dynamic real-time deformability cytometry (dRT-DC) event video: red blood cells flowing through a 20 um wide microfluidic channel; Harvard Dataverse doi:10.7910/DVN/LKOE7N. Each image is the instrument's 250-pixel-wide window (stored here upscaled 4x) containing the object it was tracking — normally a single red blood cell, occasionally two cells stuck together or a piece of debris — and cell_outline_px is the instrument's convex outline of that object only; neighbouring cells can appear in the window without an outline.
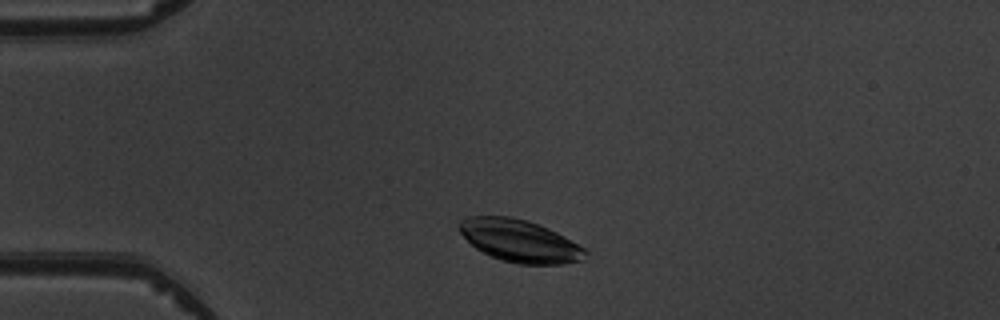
{"species": "common noctule bat (a hibernating species)", "species_latin": "Nyctalus noctula", "temperature_condition": "warm", "stored_images_in_passage": 3, "camera_frame_rate_fps": 3000, "um_per_image_px": 0.085, "animal": {"sex": "male", "body_mass_g": 19.5, "forearm_length_mm": 54.6}, "frame": {"image": 1, "passage_image": 2, "time_ms": 1.333, "image_size_px": [1000, 320], "cell_outline_px": [[588, 252], [584, 260], [560, 264], [516, 264], [500, 260], [476, 248], [460, 232], [460, 220], [468, 216], [508, 216], [528, 220], [548, 228], [564, 236], [584, 248]], "centroid_in_image_um": [44.19, 20.47], "position_along_channel_um": 40.8, "area_um2": 30.92}}